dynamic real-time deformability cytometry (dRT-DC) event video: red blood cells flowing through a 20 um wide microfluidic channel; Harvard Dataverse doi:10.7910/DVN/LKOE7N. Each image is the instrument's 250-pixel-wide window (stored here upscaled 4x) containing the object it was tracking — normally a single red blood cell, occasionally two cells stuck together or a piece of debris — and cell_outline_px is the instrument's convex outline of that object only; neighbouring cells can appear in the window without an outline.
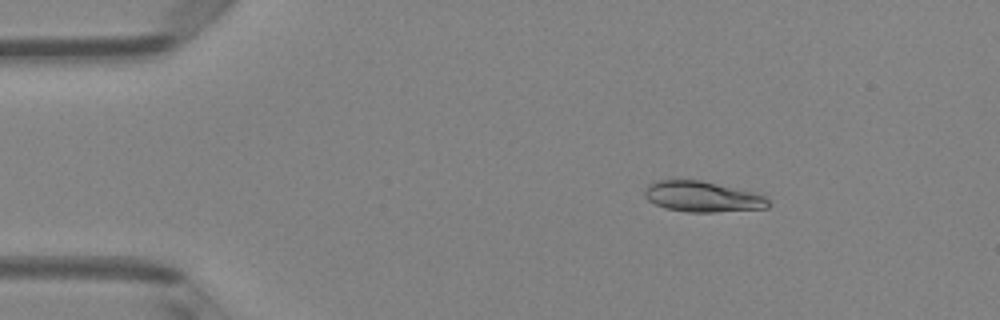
{"species": "Egyptian fruit bat (a non-hibernating species)", "species_latin": "Rousettus aegyptiacus", "temperature_condition": "room temperature", "stored_images_in_passage": 49, "camera_frame_rate_fps": 3000, "um_per_image_px": 0.085, "animal": {"sex": "female"}, "frame": {"image": 1, "passage_image": 8, "time_ms": 2.333, "image_size_px": [1000, 320], "cell_outline_px": [[768, 208], [712, 212], [688, 212], [664, 208], [648, 200], [644, 196], [644, 188], [648, 184], [656, 180], [700, 180], [752, 192], [764, 196], [768, 200]], "centroid_in_image_um": [59.65, 16.71], "position_along_channel_um": 25.4, "area_um2": 21.91}}
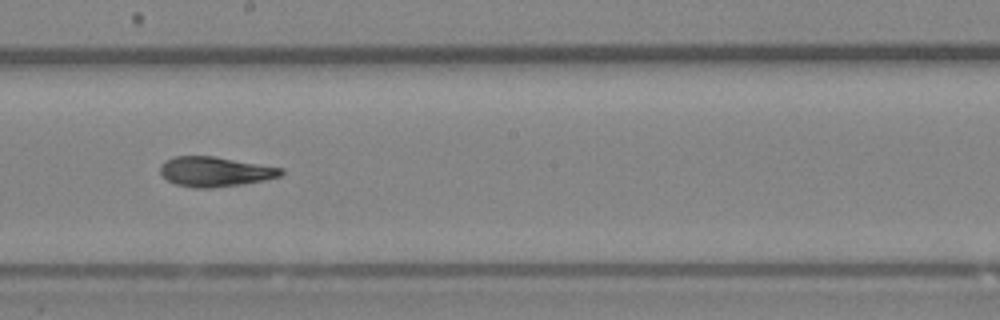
{"frame": {"image": 2, "passage_image": 28, "time_ms": 9.0, "image_size_px": [1000, 320], "cell_outline_px": [[284, 172], [280, 176], [264, 180], [244, 184], [212, 188], [196, 188], [176, 184], [168, 180], [160, 172], [160, 164], [164, 160], [172, 156], [216, 156], [284, 168]], "centroid_in_image_um": [18.28, 14.58], "position_along_channel_um": 229.9, "area_um2": 21.21}}
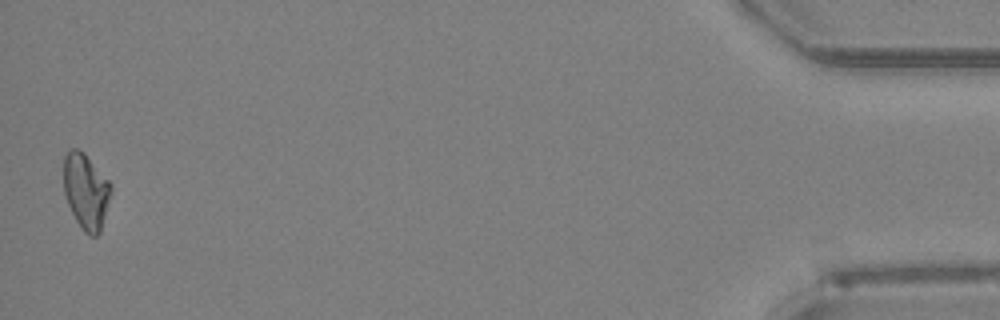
{"frame": {"image": 3, "passage_image": 49, "time_ms": 16.0, "image_size_px": [1000, 320], "cell_outline_px": [[112, 192], [100, 232], [96, 236], [88, 236], [84, 232], [76, 220], [68, 204], [64, 192], [64, 156], [72, 148], [76, 148], [84, 152], [112, 184]], "centroid_in_image_um": [7.32, 16.26], "position_along_channel_um": 427.9, "area_um2": 20.87}, "authors_computed_cell_mechanics": {"area_um2": 21.1548, "velocity_mm_per_s": 4.1194, "shape_relaxation_time_tau1_ms": null, "shape_relaxation_time_tau2_ms": 2.9282, "deformation_change_tau1": null, "deformation_change_tau2": 0.07}}